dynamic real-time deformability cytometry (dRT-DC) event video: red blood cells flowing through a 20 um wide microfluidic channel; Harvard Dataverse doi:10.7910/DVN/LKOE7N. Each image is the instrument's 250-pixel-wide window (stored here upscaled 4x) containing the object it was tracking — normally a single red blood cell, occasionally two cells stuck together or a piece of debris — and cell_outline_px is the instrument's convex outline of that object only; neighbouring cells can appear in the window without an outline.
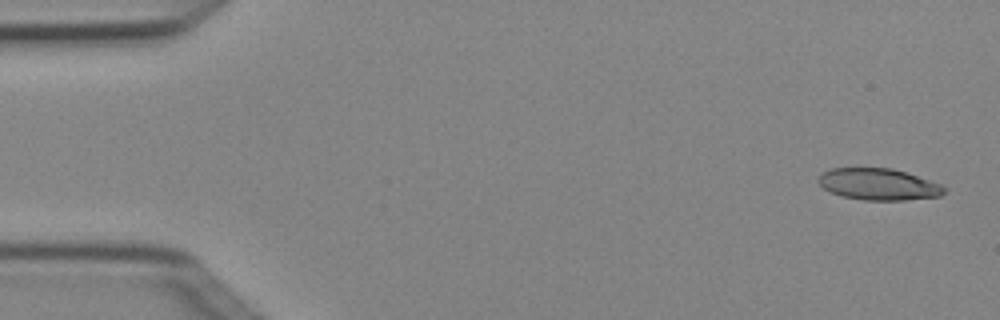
{"species": "Egyptian fruit bat (a non-hibernating species)", "species_latin": "Rousettus aegyptiacus", "temperature_condition": "cold", "stored_images_in_passage": 6, "camera_frame_rate_fps": 3000, "um_per_image_px": 0.085, "animal": {"sex": "female"}, "frame": {"image": 1, "passage_image": 1, "time_ms": 0.0, "image_size_px": [1000, 320], "cell_outline_px": [[948, 188], [940, 196], [904, 200], [864, 200], [844, 196], [828, 192], [816, 180], [820, 172], [832, 168], [892, 168], [940, 184]], "centroid_in_image_um": [74.63, 15.66], "position_along_channel_um": 10.4, "area_um2": 23.12}}
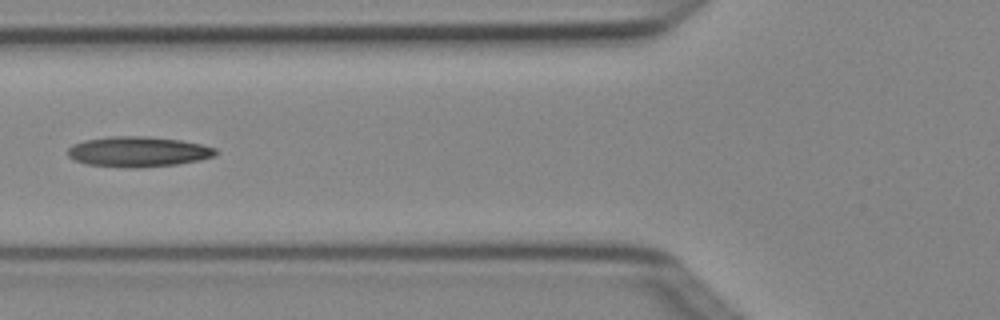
{"frame": {"image": 2, "passage_image": 5, "time_ms": 1.333, "image_size_px": [1000, 320], "cell_outline_px": [[220, 152], [216, 156], [200, 160], [176, 164], [136, 168], [128, 168], [88, 164], [76, 160], [68, 156], [68, 148], [72, 144], [84, 140], [108, 136], [148, 136], [180, 140], [200, 144], [216, 148]], "centroid_in_image_um": [11.77, 12.89], "position_along_channel_um": 114.0, "area_um2": 26.24}}
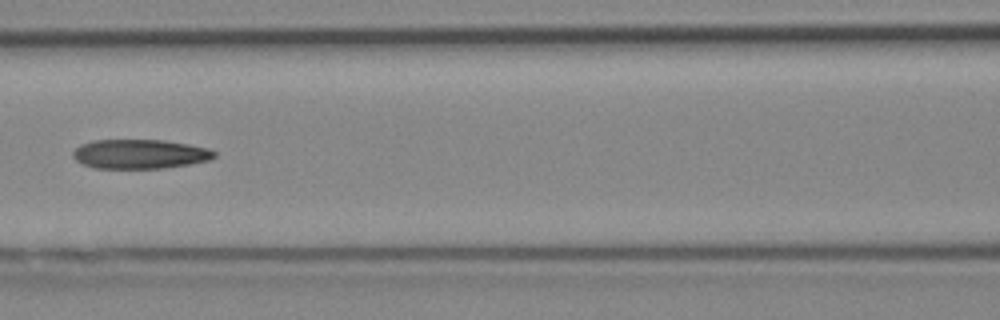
{"frame": {"image": 3, "passage_image": 6, "time_ms": 1.667, "image_size_px": [1000, 320], "cell_outline_px": [[216, 156], [212, 160], [164, 168], [96, 168], [84, 164], [76, 160], [72, 156], [72, 152], [80, 144], [92, 140], [164, 140], [188, 144], [208, 148], [216, 152]], "centroid_in_image_um": [11.9, 13.09], "position_along_channel_um": 154.7, "area_um2": 24.22}}